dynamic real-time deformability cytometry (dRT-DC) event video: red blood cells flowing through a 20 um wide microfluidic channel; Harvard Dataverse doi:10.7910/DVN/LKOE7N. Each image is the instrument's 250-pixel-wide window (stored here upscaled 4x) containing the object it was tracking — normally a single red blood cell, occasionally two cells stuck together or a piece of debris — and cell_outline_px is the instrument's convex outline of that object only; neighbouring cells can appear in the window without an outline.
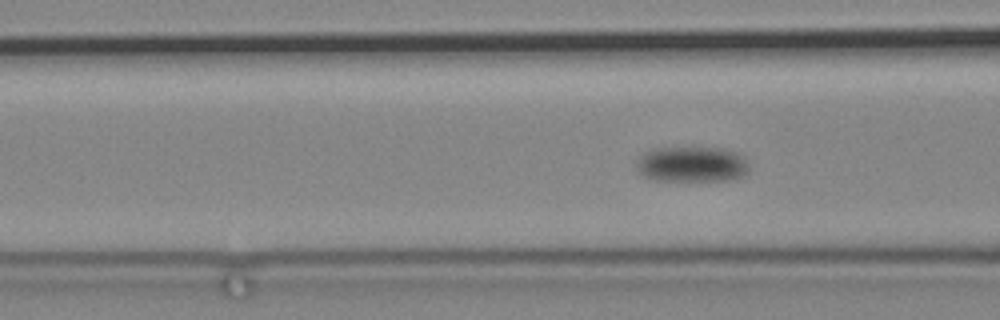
{"species": "common noctule bat (a hibernating species)", "species_latin": "Nyctalus noctula", "temperature_condition": "cold", "stored_images_in_passage": 50, "camera_frame_rate_fps": 3000, "um_per_image_px": 0.085, "animal": {"sex": "male", "body_mass_g": 19.2, "forearm_length_mm": 51.8}, "frame": {"image": 1, "passage_image": 9, "time_ms": 2.667, "image_size_px": [1000, 320], "cell_outline_px": [[748, 172], [744, 176], [728, 180], [652, 180], [644, 176], [636, 168], [636, 164], [640, 156], [644, 152], [652, 148], [720, 148], [736, 152], [744, 156], [748, 168]], "centroid_in_image_um": [58.8, 13.96], "position_along_channel_um": 107.8, "area_um2": 23.29}}
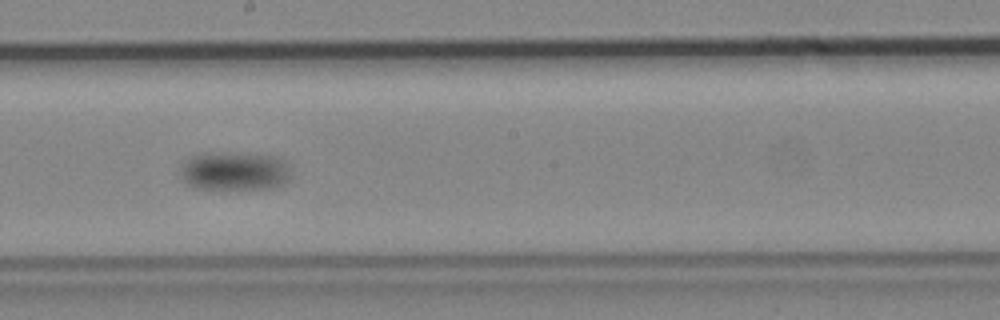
{"frame": {"image": 2, "passage_image": 24, "time_ms": 7.667, "image_size_px": [1000, 320], "cell_outline_px": [[288, 180], [284, 184], [272, 188], [196, 188], [188, 184], [184, 180], [184, 164], [192, 156], [208, 152], [232, 152], [276, 156], [284, 160], [288, 164]], "centroid_in_image_um": [20.0, 14.52], "position_along_channel_um": 228.2, "area_um2": 24.45}}
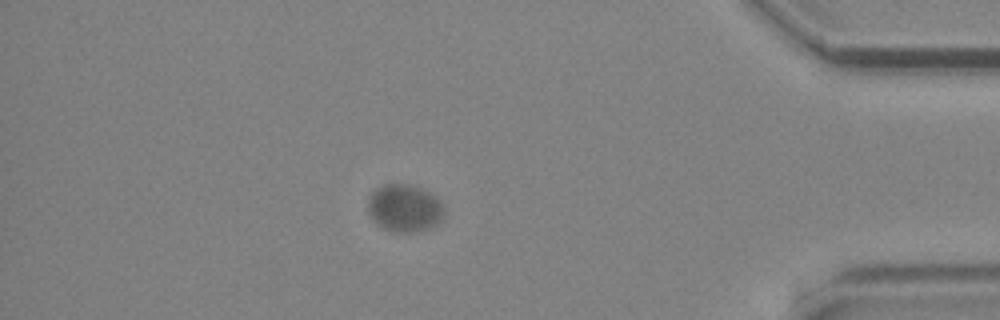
{"frame": {"image": 3, "passage_image": 50, "time_ms": 16.333, "image_size_px": [1000, 320], "cell_outline_px": [[444, 212], [440, 220], [436, 224], [428, 228], [412, 232], [392, 232], [376, 224], [372, 220], [368, 212], [368, 196], [380, 184], [408, 184], [420, 188], [436, 196], [444, 208]], "centroid_in_image_um": [34.34, 17.68], "position_along_channel_um": 400.9, "area_um2": 21.15}}